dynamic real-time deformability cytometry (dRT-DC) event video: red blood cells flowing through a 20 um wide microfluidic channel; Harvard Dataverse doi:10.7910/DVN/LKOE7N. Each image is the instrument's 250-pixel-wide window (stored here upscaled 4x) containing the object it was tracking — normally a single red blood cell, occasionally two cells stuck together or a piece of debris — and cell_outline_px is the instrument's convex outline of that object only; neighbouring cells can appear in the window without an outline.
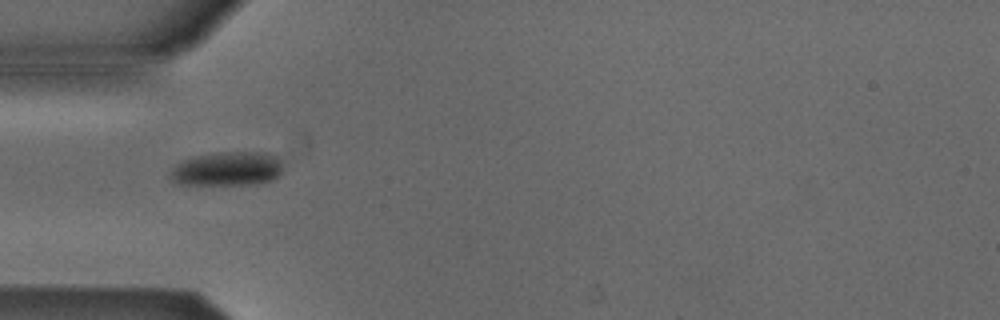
{"species": "Egyptian fruit bat (a non-hibernating species)", "species_latin": "Rousettus aegyptiacus", "temperature_condition": "cold", "stored_images_in_passage": 37, "camera_frame_rate_fps": 3000, "um_per_image_px": 0.085, "animal": {"sex": "male"}, "frame": {"image": 1, "passage_image": 1, "time_ms": 0.0, "image_size_px": [1000, 320], "cell_outline_px": [[280, 172], [272, 180], [256, 184], [172, 184], [172, 172], [176, 164], [184, 160], [196, 156], [220, 152], [268, 152], [276, 156], [280, 160]], "centroid_in_image_um": [19.33, 14.34], "position_along_channel_um": 65.7, "area_um2": 22.08}}
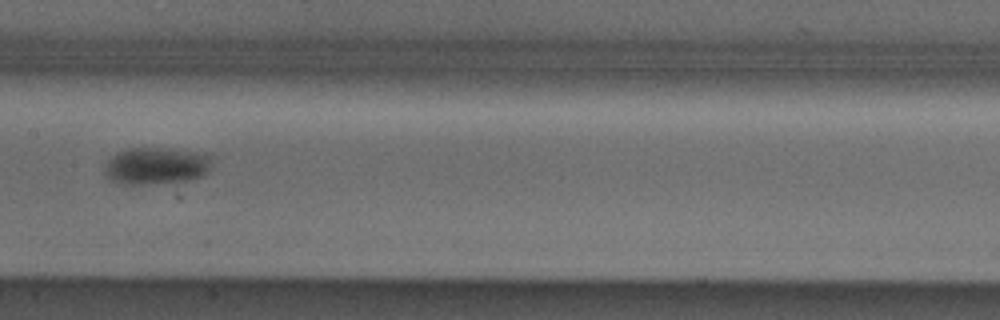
{"frame": {"image": 2, "passage_image": 11, "time_ms": 3.333, "image_size_px": [1000, 320], "cell_outline_px": [[212, 156], [208, 168], [200, 176], [188, 180], [140, 184], [120, 184], [112, 180], [104, 172], [108, 160], [112, 156], [120, 152], [132, 148], [160, 148], [212, 152]], "centroid_in_image_um": [13.31, 14.07], "position_along_channel_um": 194.1, "area_um2": 22.89}}
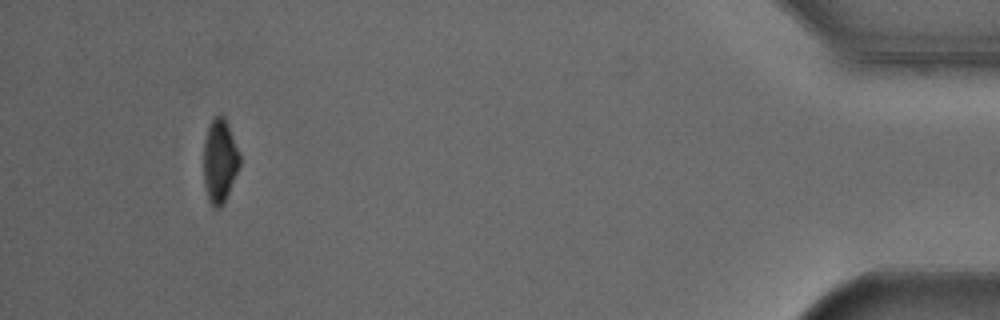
{"frame": {"image": 3, "passage_image": 34, "time_ms": 11.0, "image_size_px": [1000, 320], "cell_outline_px": [[240, 164], [224, 204], [220, 208], [212, 208], [208, 200], [204, 184], [204, 144], [208, 128], [212, 120], [220, 112], [224, 116], [228, 124], [240, 156]], "centroid_in_image_um": [18.67, 13.71], "position_along_channel_um": 416.5, "area_um2": 17.57}, "authors_computed_cell_mechanics": {"area_um2": 22.0796, "velocity_mm_per_s": 3.867, "shape_relaxation_time_tau1_ms": 5.2177, "shape_relaxation_time_tau2_ms": null, "deformation_change_tau1": 0.104, "deformation_change_tau2": null}}